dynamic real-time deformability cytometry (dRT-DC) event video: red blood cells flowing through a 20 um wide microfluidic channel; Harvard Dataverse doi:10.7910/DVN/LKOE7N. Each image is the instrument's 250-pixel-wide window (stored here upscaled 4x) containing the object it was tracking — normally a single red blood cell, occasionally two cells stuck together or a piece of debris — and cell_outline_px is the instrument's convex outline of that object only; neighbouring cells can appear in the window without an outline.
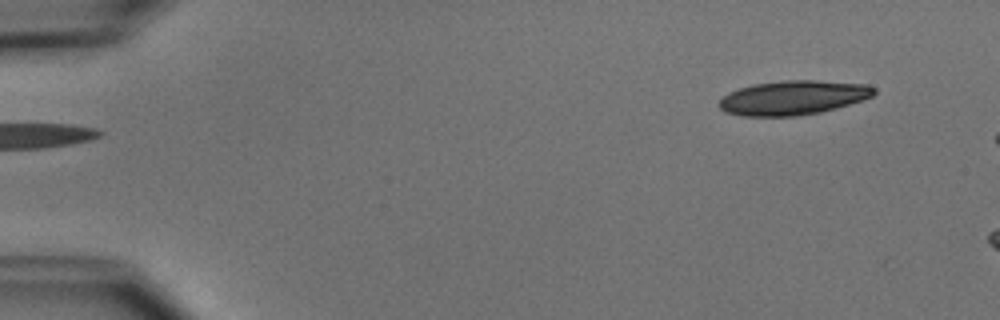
{"species": "common noctule bat (a hibernating species)", "species_latin": "Nyctalus noctula", "temperature_condition": "cold", "stored_images_in_passage": 2, "camera_frame_rate_fps": 3000, "um_per_image_px": 0.085, "animal": {"sex": "male", "body_mass_g": 15.6}, "frame": {"image": 1, "passage_image": 2, "time_ms": 1.333, "image_size_px": [1000, 320], "cell_outline_px": [[876, 92], [872, 96], [848, 104], [820, 112], [796, 116], [744, 116], [724, 112], [716, 104], [728, 92], [752, 84], [784, 80], [816, 80], [868, 84], [876, 88]], "centroid_in_image_um": [67.38, 8.29], "position_along_channel_um": 17.6, "area_um2": 30.98}}